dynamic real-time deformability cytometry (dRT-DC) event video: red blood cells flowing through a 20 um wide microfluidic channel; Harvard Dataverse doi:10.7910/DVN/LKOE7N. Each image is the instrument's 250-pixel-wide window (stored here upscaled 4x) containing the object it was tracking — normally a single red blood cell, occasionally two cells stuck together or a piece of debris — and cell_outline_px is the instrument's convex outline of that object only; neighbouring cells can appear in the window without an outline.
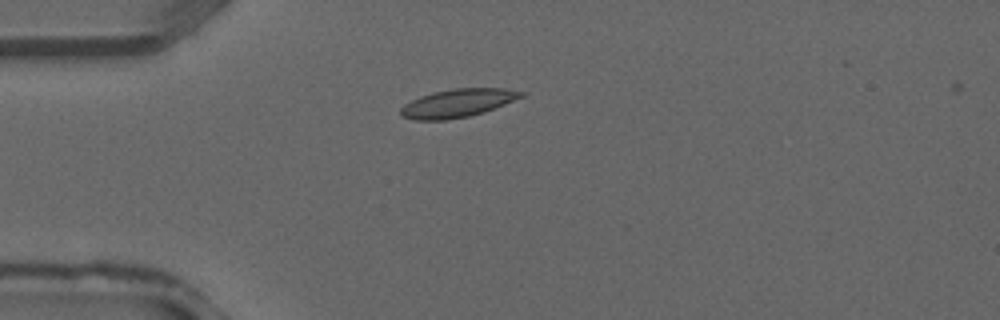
{"species": "common noctule bat (a hibernating species)", "species_latin": "Nyctalus noctula", "temperature_condition": "warm", "stored_images_in_passage": 29, "camera_frame_rate_fps": 3000, "um_per_image_px": 0.085, "animal": {"sex": "male", "forearm_length_mm": 52.5}, "frame": {"image": 1, "passage_image": 1, "time_ms": 0.0, "image_size_px": [1000, 320], "cell_outline_px": [[528, 92], [524, 96], [484, 112], [468, 116], [444, 120], [412, 120], [400, 116], [400, 108], [404, 104], [420, 96], [432, 92], [452, 88], [504, 88]], "centroid_in_image_um": [38.88, 8.76], "position_along_channel_um": 46.1, "area_um2": 19.94}}
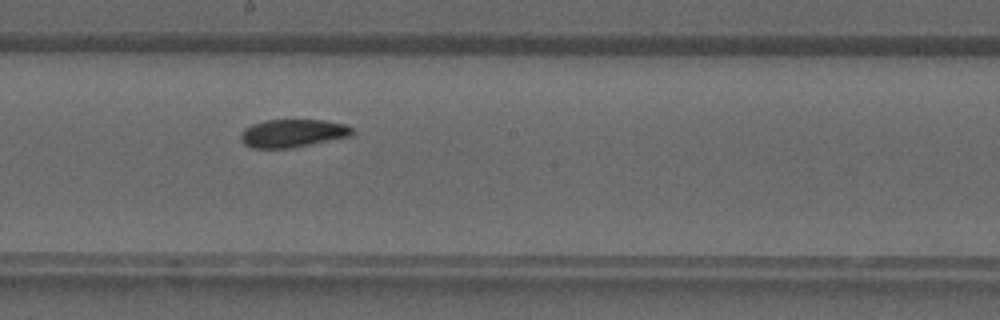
{"frame": {"image": 2, "passage_image": 12, "time_ms": 3.667, "image_size_px": [1000, 320], "cell_outline_px": [[356, 132], [352, 136], [292, 148], [252, 148], [244, 144], [240, 140], [240, 132], [244, 128], [252, 124], [264, 120], [328, 120], [348, 124]], "centroid_in_image_um": [24.91, 11.32], "position_along_channel_um": 223.3, "area_um2": 18.61}}
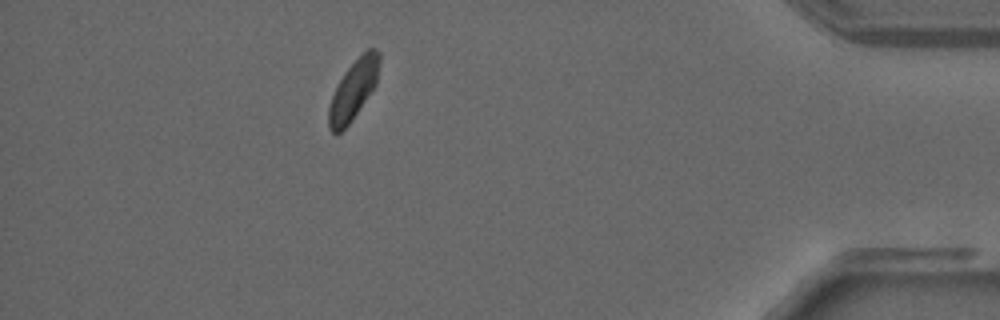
{"frame": {"image": 3, "passage_image": 25, "time_ms": 8.0, "image_size_px": [1000, 320], "cell_outline_px": [[380, 60], [376, 84], [348, 124], [336, 136], [328, 128], [328, 108], [336, 84], [344, 72], [368, 48], [376, 48], [380, 52]], "centroid_in_image_um": [30.02, 7.63], "position_along_channel_um": 405.2, "area_um2": 17.34}}